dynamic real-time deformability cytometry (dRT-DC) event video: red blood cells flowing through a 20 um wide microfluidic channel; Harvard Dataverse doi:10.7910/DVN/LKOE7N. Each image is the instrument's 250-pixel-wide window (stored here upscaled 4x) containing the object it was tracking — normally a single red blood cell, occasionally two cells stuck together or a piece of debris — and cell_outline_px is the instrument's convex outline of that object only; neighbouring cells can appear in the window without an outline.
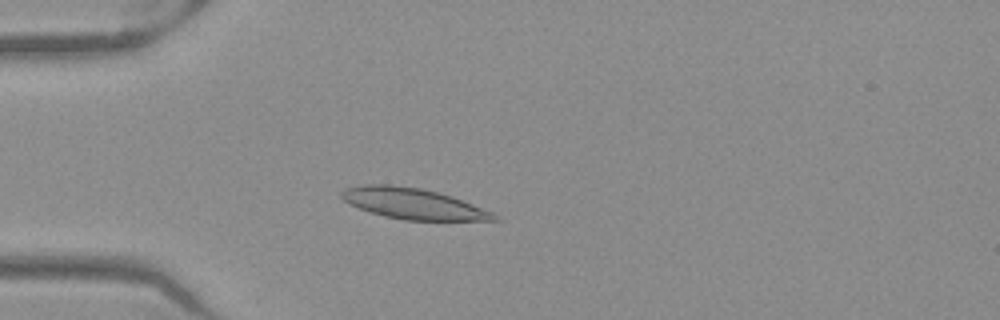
{"species": "Egyptian fruit bat (a non-hibernating species)", "species_latin": "Rousettus aegyptiacus", "temperature_condition": "warm", "stored_images_in_passage": 39, "camera_frame_rate_fps": 3000, "um_per_image_px": 0.085, "frame": {"image": 1, "passage_image": 2, "time_ms": 0.333, "image_size_px": [1000, 320], "cell_outline_px": [[500, 220], [404, 220], [384, 216], [348, 204], [340, 196], [340, 192], [344, 188], [364, 184], [388, 184], [420, 188], [452, 196], [492, 212], [500, 216]], "centroid_in_image_um": [35.08, 17.3], "position_along_channel_um": 49.9, "area_um2": 27.28}}
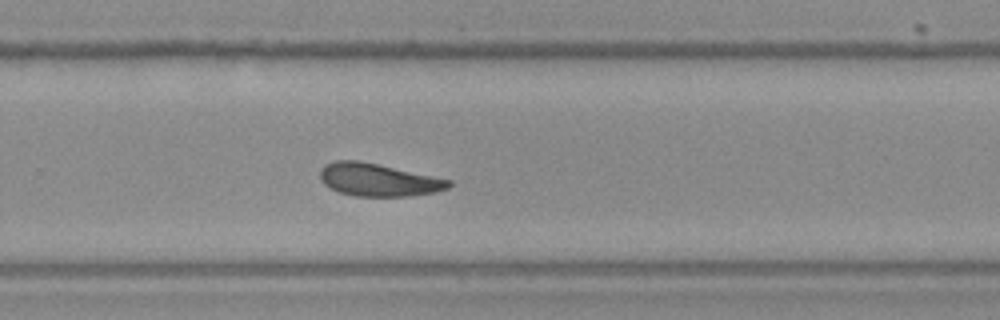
{"frame": {"image": 2, "passage_image": 22, "time_ms": 7.0, "image_size_px": [1000, 320], "cell_outline_px": [[452, 184], [448, 188], [436, 192], [408, 196], [356, 196], [340, 192], [324, 184], [320, 180], [320, 168], [324, 164], [336, 160], [360, 160], [452, 180]], "centroid_in_image_um": [32.15, 15.27], "position_along_channel_um": 297.7, "area_um2": 24.57}}
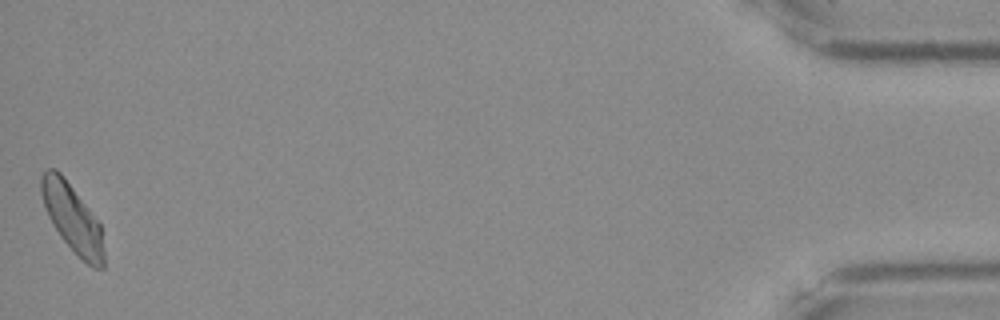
{"frame": {"image": 3, "passage_image": 39, "time_ms": 12.667, "image_size_px": [1000, 320], "cell_outline_px": [[104, 268], [92, 268], [60, 236], [52, 224], [48, 216], [40, 192], [40, 176], [48, 168], [56, 168], [60, 172], [88, 208], [100, 224], [104, 252]], "centroid_in_image_um": [6.13, 18.53], "position_along_channel_um": 429.1, "area_um2": 24.33}}